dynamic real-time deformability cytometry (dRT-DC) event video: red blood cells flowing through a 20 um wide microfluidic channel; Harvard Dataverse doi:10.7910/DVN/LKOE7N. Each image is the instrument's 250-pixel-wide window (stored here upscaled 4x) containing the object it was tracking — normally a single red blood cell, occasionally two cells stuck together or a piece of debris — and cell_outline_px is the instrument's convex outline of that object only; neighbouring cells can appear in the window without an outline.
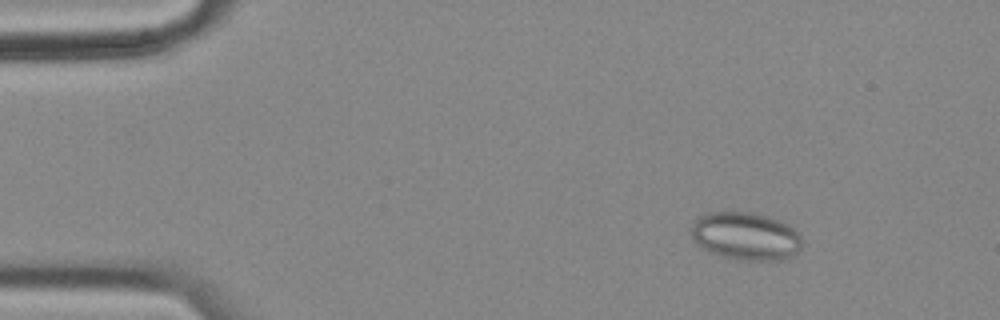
{"species": "common noctule bat (a hibernating species)", "species_latin": "Nyctalus noctula", "temperature_condition": "cold", "stored_images_in_passage": 52, "camera_frame_rate_fps": 3000, "um_per_image_px": 0.085, "animal": {"sex": "female", "body_mass_g": 18.4}, "frame": {"image": 1, "passage_image": 3, "time_ms": 0.667, "image_size_px": [1000, 320], "cell_outline_px": [[800, 248], [788, 260], [744, 260], [724, 256], [700, 248], [696, 244], [692, 236], [692, 224], [700, 216], [708, 212], [752, 212], [768, 216], [780, 220], [788, 224], [800, 236]], "centroid_in_image_um": [63.38, 20.07], "position_along_channel_um": 21.6, "area_um2": 30.81}}
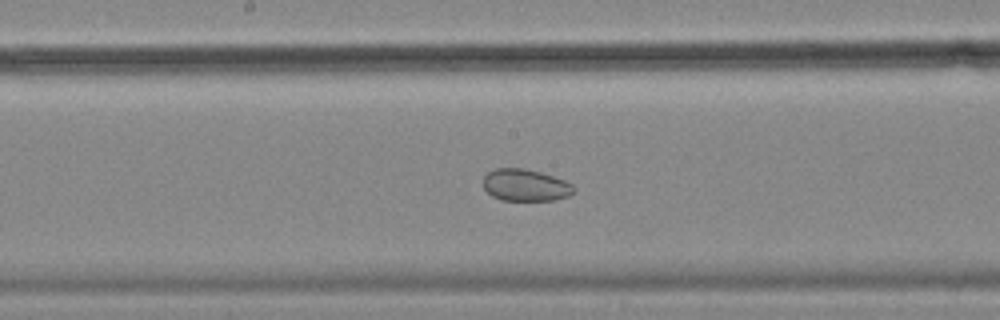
{"frame": {"image": 2, "passage_image": 25, "time_ms": 8.0, "image_size_px": [1000, 320], "cell_outline_px": [[576, 192], [568, 196], [552, 200], [500, 200], [492, 196], [484, 188], [484, 176], [488, 172], [496, 168], [524, 168], [540, 172], [564, 180], [572, 184], [576, 188]], "centroid_in_image_um": [44.68, 15.74], "position_along_channel_um": 203.5, "area_um2": 16.88}}
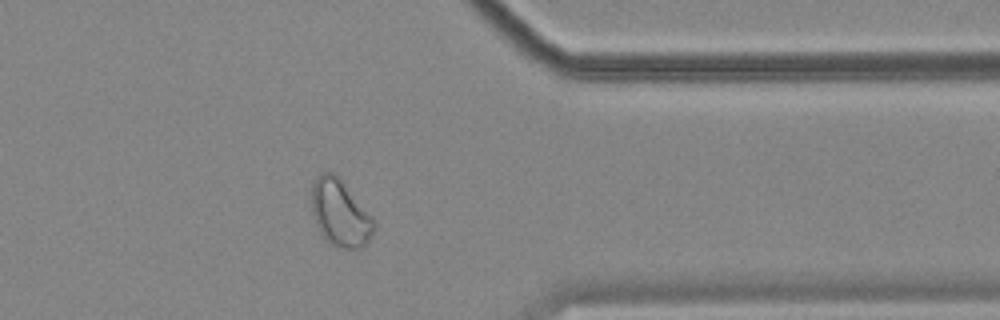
{"frame": {"image": 3, "passage_image": 41, "time_ms": 13.333, "image_size_px": [1000, 320], "cell_outline_px": [[376, 224], [368, 240], [360, 248], [340, 248], [324, 240], [316, 224], [312, 212], [312, 184], [316, 176], [320, 172], [336, 172], [372, 216]], "centroid_in_image_um": [28.89, 18.07], "position_along_channel_um": 382.5, "area_um2": 24.33}, "authors_computed_cell_mechanics": {"area_um2": 24.1604, "velocity_mm_per_s": 3.5526, "shape_relaxation_time_tau1_ms": null, "shape_relaxation_time_tau2_ms": 4.3841, "deformation_change_tau1": null, "deformation_change_tau2": 0.0677}}